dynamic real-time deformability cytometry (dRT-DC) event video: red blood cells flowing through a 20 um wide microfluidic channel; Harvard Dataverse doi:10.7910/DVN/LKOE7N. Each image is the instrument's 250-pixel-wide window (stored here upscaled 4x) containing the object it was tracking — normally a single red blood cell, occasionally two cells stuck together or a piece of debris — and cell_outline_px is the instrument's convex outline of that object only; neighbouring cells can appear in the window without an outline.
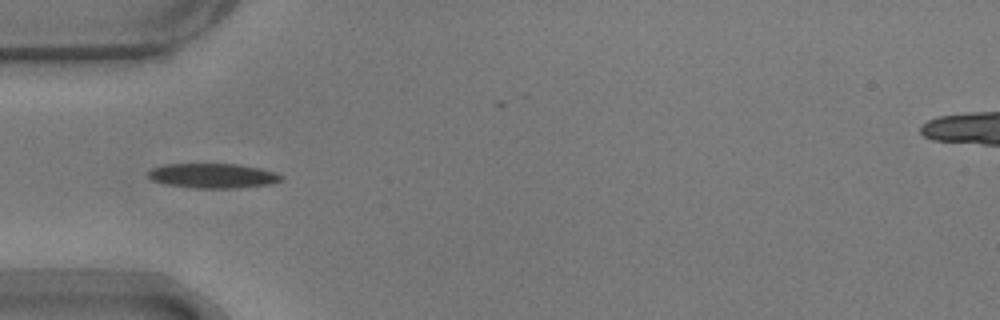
{"species": "common noctule bat (a hibernating species)", "species_latin": "Nyctalus noctula", "temperature_condition": "warm", "stored_images_in_passage": 27, "camera_frame_rate_fps": 3000, "um_per_image_px": 0.085, "animal": {"sex": "male", "body_mass_g": 17.9}, "frame": {"image": 1, "passage_image": 8, "time_ms": 2.333, "image_size_px": [1000, 320], "cell_outline_px": [[284, 180], [272, 184], [236, 188], [192, 188], [164, 184], [152, 180], [148, 176], [148, 172], [152, 168], [164, 164], [240, 164], [260, 168], [276, 172], [284, 176]], "centroid_in_image_um": [18.14, 14.94], "position_along_channel_um": 66.9, "area_um2": 19.42}}